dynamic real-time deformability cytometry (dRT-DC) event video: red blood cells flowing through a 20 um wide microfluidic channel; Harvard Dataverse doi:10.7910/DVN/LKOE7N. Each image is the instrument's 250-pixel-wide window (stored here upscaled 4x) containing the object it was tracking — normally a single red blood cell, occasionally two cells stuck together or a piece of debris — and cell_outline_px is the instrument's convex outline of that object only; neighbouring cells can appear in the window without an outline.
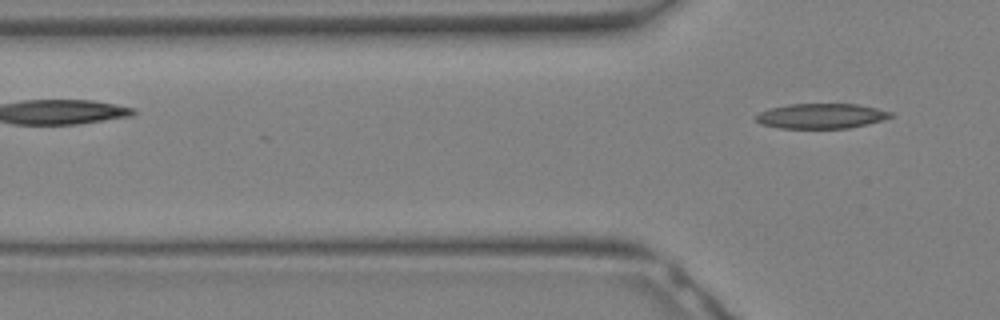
{"species": "Egyptian fruit bat (a non-hibernating species)", "species_latin": "Rousettus aegyptiacus", "temperature_condition": "warm", "stored_images_in_passage": 10, "segment_of_instrument_passage": [2, 2], "camera_frame_rate_fps": 3000, "um_per_image_px": 0.085, "animal": {"sex": "female"}, "frame": {"image": 1, "passage_image": 10, "time_ms": 3.0, "image_size_px": [1000, 320], "cell_outline_px": [[896, 116], [868, 124], [848, 128], [780, 128], [760, 124], [752, 116], [760, 112], [772, 108], [788, 104], [860, 104], [892, 112]], "centroid_in_image_um": [69.81, 9.86], "position_along_channel_um": 56.0, "area_um2": 19.77}}